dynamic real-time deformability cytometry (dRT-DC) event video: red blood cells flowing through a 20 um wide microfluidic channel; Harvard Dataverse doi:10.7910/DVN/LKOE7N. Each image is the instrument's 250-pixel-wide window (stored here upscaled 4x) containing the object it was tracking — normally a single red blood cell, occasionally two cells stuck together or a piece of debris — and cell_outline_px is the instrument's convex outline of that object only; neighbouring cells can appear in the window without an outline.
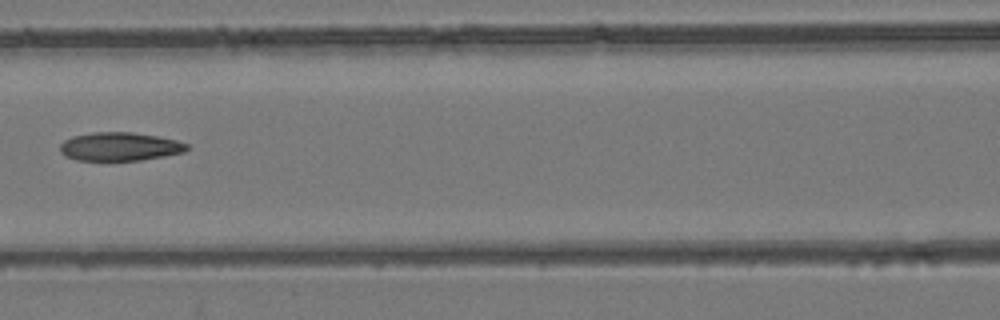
{"species": "common noctule bat (a hibernating species)", "species_latin": "Nyctalus noctula", "temperature_condition": "room temperature", "stored_images_in_passage": 5, "camera_frame_rate_fps": 3000, "um_per_image_px": 0.085, "animal": {"sex": "female", "body_mass_g": 24.6, "forearm_length_mm": 56.2}, "frame": {"image": 1, "passage_image": 4, "time_ms": 3.333, "image_size_px": [1000, 320], "cell_outline_px": [[188, 148], [184, 152], [164, 156], [140, 160], [76, 160], [60, 152], [60, 144], [64, 140], [72, 136], [92, 132], [132, 132], [156, 136], [176, 140], [188, 144]], "centroid_in_image_um": [10.17, 12.45], "position_along_channel_um": 156.4, "area_um2": 20.92}}
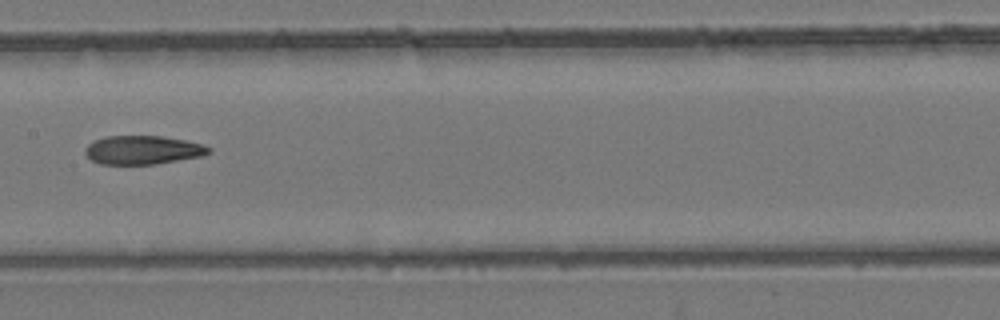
{"frame": {"image": 2, "passage_image": 5, "time_ms": 4.333, "image_size_px": [1000, 320], "cell_outline_px": [[212, 152], [200, 156], [156, 164], [100, 164], [92, 160], [84, 152], [84, 148], [88, 144], [104, 136], [160, 136], [184, 140], [200, 144], [212, 148]], "centroid_in_image_um": [12.12, 12.75], "position_along_channel_um": 195.3, "area_um2": 20.52}}